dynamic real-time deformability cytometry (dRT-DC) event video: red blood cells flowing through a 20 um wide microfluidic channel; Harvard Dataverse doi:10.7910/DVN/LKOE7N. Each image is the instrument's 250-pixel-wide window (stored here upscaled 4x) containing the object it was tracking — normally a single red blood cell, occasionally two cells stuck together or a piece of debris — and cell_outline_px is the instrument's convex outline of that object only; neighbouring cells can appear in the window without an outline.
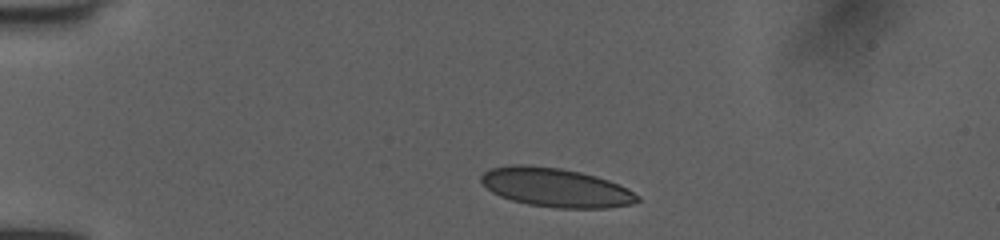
{"species": "human", "species_latin": "Homo sapiens", "temperature_condition": "room temperature", "stored_images_in_passage": 40, "camera_frame_rate_fps": 3000, "um_per_image_px": 0.085, "donor": {"sex": "female"}, "frame": {"image": 1, "passage_image": 1, "time_ms": 0.0, "image_size_px": [1000, 240], "cell_outline_px": [[640, 200], [632, 204], [608, 208], [560, 208], [528, 204], [512, 200], [500, 196], [492, 192], [480, 180], [480, 176], [488, 168], [512, 164], [528, 164], [560, 168], [580, 172], [596, 176], [608, 180], [628, 188], [640, 196]], "centroid_in_image_um": [47.24, 15.93], "position_along_channel_um": 37.8, "area_um2": 35.6}}
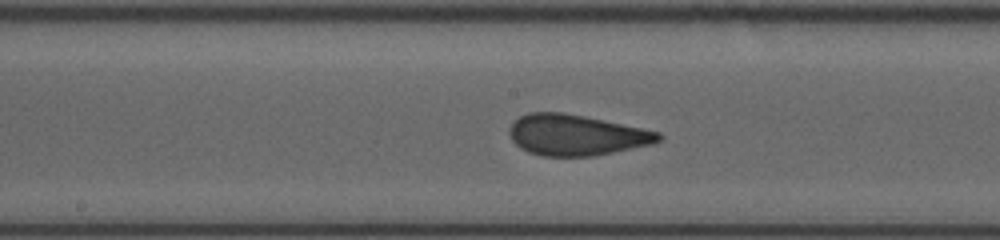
{"frame": {"image": 2, "passage_image": 17, "time_ms": 5.333, "image_size_px": [1000, 240], "cell_outline_px": [[664, 136], [660, 140], [652, 144], [592, 156], [540, 156], [528, 152], [520, 148], [512, 140], [508, 132], [508, 128], [520, 116], [528, 112], [564, 112], [584, 116], [660, 132]], "centroid_in_image_um": [48.94, 11.48], "position_along_channel_um": 199.3, "area_um2": 35.37}}
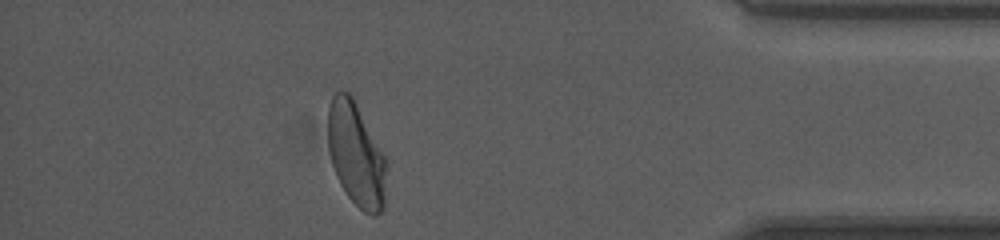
{"frame": {"image": 3, "passage_image": 35, "time_ms": 11.333, "image_size_px": [1000, 240], "cell_outline_px": [[384, 208], [376, 216], [372, 216], [364, 212], [348, 196], [340, 184], [336, 176], [332, 164], [328, 148], [328, 108], [332, 96], [336, 92], [348, 92], [352, 96], [384, 156]], "centroid_in_image_um": [30.22, 13.14], "position_along_channel_um": 405.0, "area_um2": 34.56}, "authors_computed_cell_mechanics": {"area_um2": 35.5181, "velocity_mm_per_s": 4.0161, "shape_relaxation_time_tau1_ms": 5.3999, "shape_relaxation_time_tau2_ms": null, "deformation_change_tau1": 0.1605, "deformation_change_tau2": null}}